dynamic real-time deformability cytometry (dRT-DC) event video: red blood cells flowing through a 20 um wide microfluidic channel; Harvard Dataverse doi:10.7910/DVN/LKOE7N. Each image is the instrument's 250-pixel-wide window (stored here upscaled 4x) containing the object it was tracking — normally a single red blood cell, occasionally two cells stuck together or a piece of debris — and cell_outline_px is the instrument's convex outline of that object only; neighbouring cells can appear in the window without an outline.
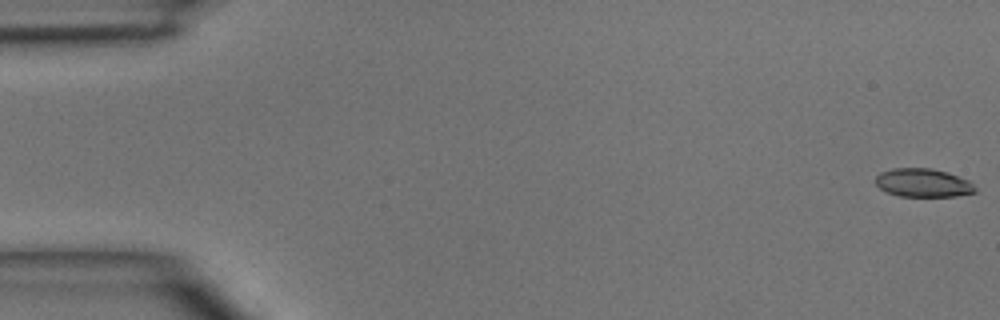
{"species": "common noctule bat (a hibernating species)", "species_latin": "Nyctalus noctula", "temperature_condition": "room temperature", "stored_images_in_passage": 47, "camera_frame_rate_fps": 3000, "um_per_image_px": 0.085, "animal": {"sex": "male", "body_mass_g": 15.6}, "frame": {"image": 1, "passage_image": 1, "time_ms": 0.0, "image_size_px": [1000, 320], "cell_outline_px": [[976, 192], [956, 196], [900, 196], [888, 192], [880, 188], [876, 184], [876, 176], [880, 172], [892, 168], [932, 168], [948, 172], [968, 180], [976, 188]], "centroid_in_image_um": [78.46, 15.53], "position_along_channel_um": 6.5, "area_um2": 16.47}}
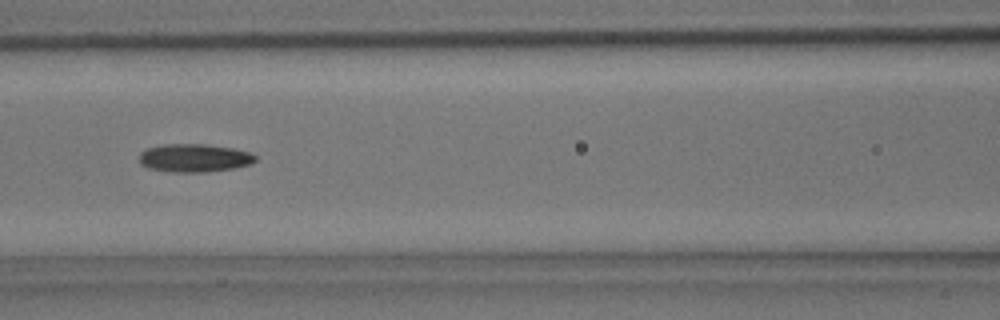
{"frame": {"image": 2, "passage_image": 21, "time_ms": 6.667, "image_size_px": [1000, 320], "cell_outline_px": [[256, 160], [248, 164], [232, 168], [204, 172], [172, 172], [148, 168], [140, 164], [140, 152], [148, 148], [164, 144], [204, 144], [232, 148], [252, 152], [256, 156]], "centroid_in_image_um": [16.5, 13.42], "position_along_channel_um": 150.1, "area_um2": 18.96}}
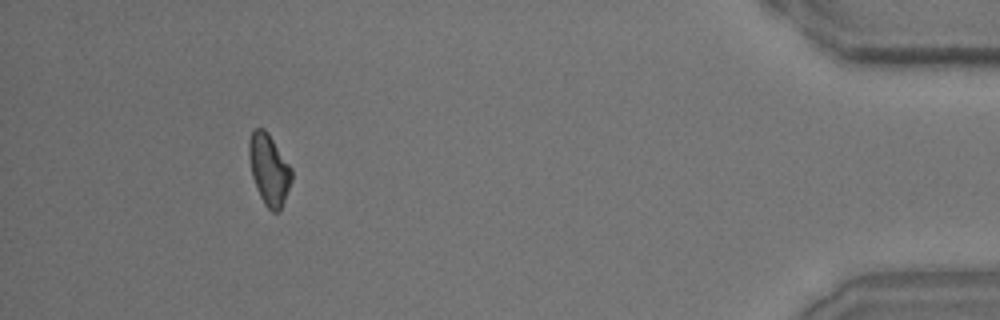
{"frame": {"image": 3, "passage_image": 44, "time_ms": 14.333, "image_size_px": [1000, 320], "cell_outline_px": [[292, 180], [284, 200], [280, 208], [276, 212], [272, 212], [264, 204], [256, 188], [252, 176], [248, 156], [248, 140], [252, 132], [256, 128], [264, 128], [268, 132], [292, 168]], "centroid_in_image_um": [22.85, 14.38], "position_along_channel_um": 412.3, "area_um2": 17.63}}